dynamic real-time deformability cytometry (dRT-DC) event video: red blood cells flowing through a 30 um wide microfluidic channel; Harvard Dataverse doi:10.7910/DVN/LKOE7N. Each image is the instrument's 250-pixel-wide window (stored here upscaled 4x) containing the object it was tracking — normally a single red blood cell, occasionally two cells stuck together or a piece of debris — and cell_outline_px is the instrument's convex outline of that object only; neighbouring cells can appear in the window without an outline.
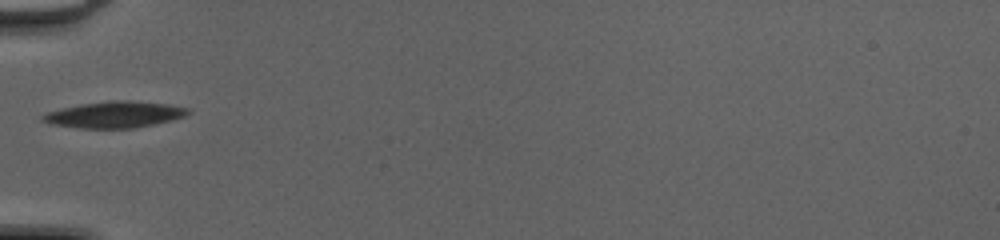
{"species": "common noctule bat (a hibernating species)", "species_latin": "Nyctalus noctula", "temperature_condition": "cold", "stored_images_in_passage": 35, "camera_frame_rate_fps": 3000, "um_per_image_px": 0.085, "animal": {"sex": "female", "body_mass_g": 20.0, "forearm_length_mm": 54.0}, "frame": {"image": 1, "passage_image": 1, "time_ms": 0.0, "image_size_px": [1000, 240], "cell_outline_px": [[192, 112], [184, 116], [172, 120], [136, 128], [80, 128], [52, 124], [40, 120], [40, 116], [48, 112], [80, 104], [116, 100], [128, 100], [168, 104], [188, 108]], "centroid_in_image_um": [9.76, 9.74], "position_along_channel_um": 75.2, "area_um2": 22.2}}
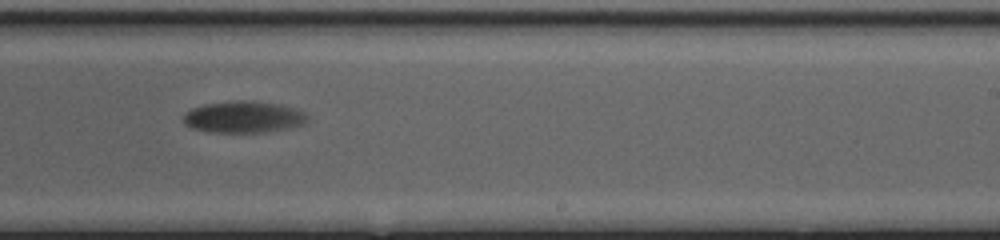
{"frame": {"image": 2, "passage_image": 16, "time_ms": 5.0, "image_size_px": [1000, 240], "cell_outline_px": [[308, 120], [304, 124], [268, 132], [212, 132], [192, 128], [184, 124], [184, 112], [192, 108], [204, 104], [240, 100], [252, 100], [280, 104], [304, 112], [308, 116]], "centroid_in_image_um": [20.7, 9.94], "position_along_channel_um": 268.3, "area_um2": 22.89}}
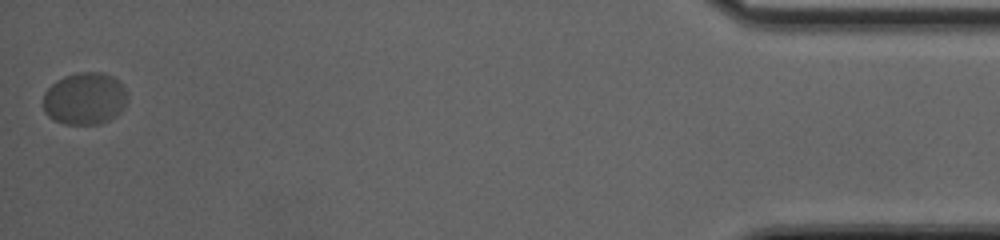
{"frame": {"image": 3, "passage_image": 35, "time_ms": 11.333, "image_size_px": [1000, 240], "cell_outline_px": [[124, 104], [120, 112], [108, 120], [100, 124], [64, 124], [48, 116], [44, 112], [44, 92], [56, 80], [64, 76], [76, 72], [104, 72], [120, 80], [124, 88]], "centroid_in_image_um": [7.17, 8.36], "position_along_channel_um": 428.0, "area_um2": 25.49}, "authors_computed_cell_mechanics": {"area_um2": 23.0622, "velocity_mm_per_s": 3.8619, "shape_relaxation_time_tau1_ms": 2.2633, "shape_relaxation_time_tau2_ms": null, "deformation_change_tau1": 0.0826, "deformation_change_tau2": null}}